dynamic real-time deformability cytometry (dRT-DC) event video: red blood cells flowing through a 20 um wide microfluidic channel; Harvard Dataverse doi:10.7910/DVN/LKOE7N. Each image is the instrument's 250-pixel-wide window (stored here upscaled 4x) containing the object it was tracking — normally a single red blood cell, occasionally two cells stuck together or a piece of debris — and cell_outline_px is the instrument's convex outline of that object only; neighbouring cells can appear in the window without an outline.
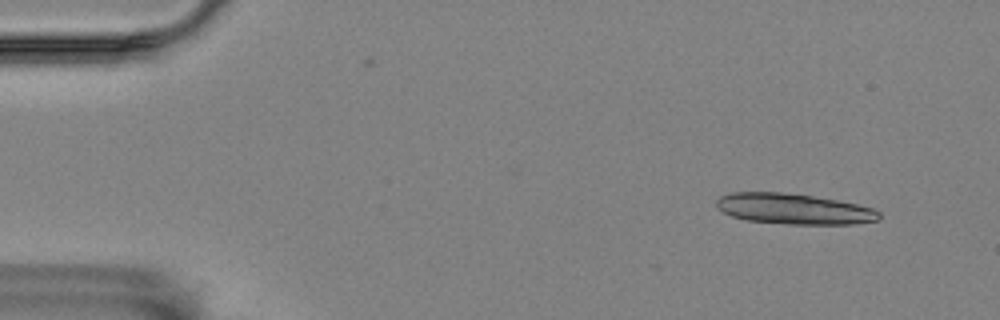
{"species": "Egyptian fruit bat (a non-hibernating species)", "species_latin": "Rousettus aegyptiacus", "temperature_condition": "room temperature", "stored_images_in_passage": 16, "camera_frame_rate_fps": 3000, "um_per_image_px": 0.085, "animal": {"sex": "female"}, "frame": {"image": 1, "passage_image": 4, "time_ms": 1.0, "image_size_px": [1000, 320], "cell_outline_px": [[880, 220], [852, 224], [788, 224], [748, 220], [732, 216], [716, 208], [716, 200], [720, 196], [732, 192], [780, 192], [812, 196], [836, 200], [856, 204], [872, 208], [880, 212]], "centroid_in_image_um": [67.46, 17.76], "position_along_channel_um": 17.5, "area_um2": 28.9}}